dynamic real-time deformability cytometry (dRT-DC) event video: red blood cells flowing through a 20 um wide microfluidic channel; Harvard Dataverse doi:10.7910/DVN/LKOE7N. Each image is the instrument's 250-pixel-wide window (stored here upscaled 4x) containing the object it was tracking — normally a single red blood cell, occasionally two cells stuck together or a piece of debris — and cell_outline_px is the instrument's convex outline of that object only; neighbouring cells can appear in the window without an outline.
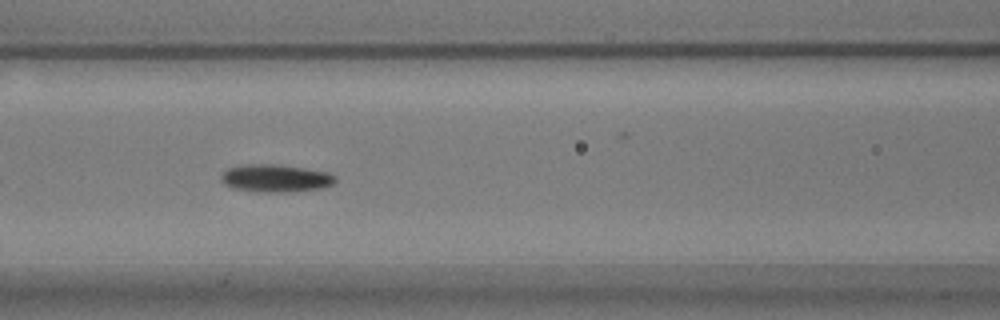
{"species": "common noctule bat (a hibernating species)", "species_latin": "Nyctalus noctula", "temperature_condition": "warm", "stored_images_in_passage": 45, "camera_frame_rate_fps": 3000, "um_per_image_px": 0.085, "animal": {"sex": "male", "body_mass_g": 17.9}, "frame": {"image": 1, "passage_image": 11, "time_ms": 3.333, "image_size_px": [1000, 320], "cell_outline_px": [[336, 180], [332, 184], [320, 188], [284, 192], [256, 192], [232, 188], [224, 184], [220, 180], [220, 176], [228, 168], [240, 164], [276, 164], [328, 172], [336, 176]], "centroid_in_image_um": [23.37, 15.15], "position_along_channel_um": 143.2, "area_um2": 18.44}}
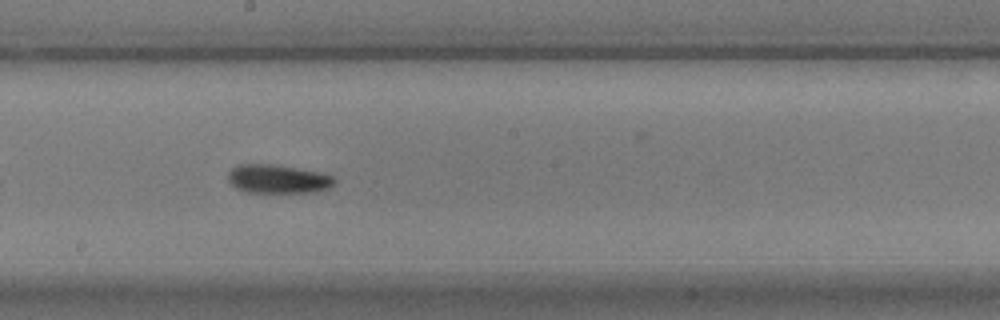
{"frame": {"image": 2, "passage_image": 18, "time_ms": 5.667, "image_size_px": [1000, 320], "cell_outline_px": [[336, 180], [328, 188], [316, 192], [248, 192], [236, 188], [228, 180], [228, 172], [232, 168], [240, 164], [272, 164], [320, 172], [336, 176]], "centroid_in_image_um": [23.64, 15.21], "position_along_channel_um": 224.6, "area_um2": 17.74}}
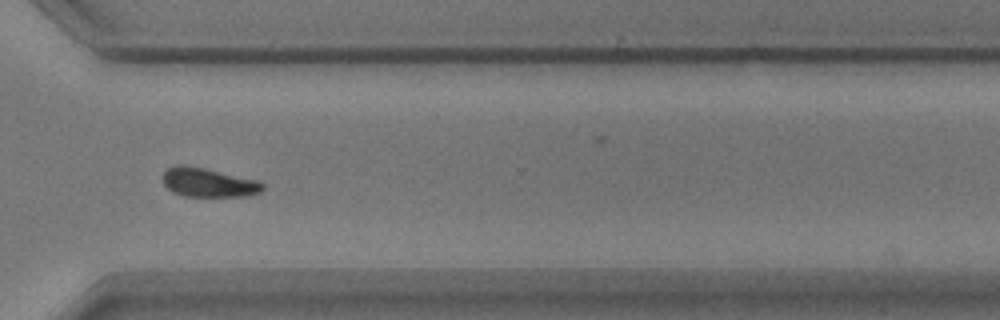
{"frame": {"image": 3, "passage_image": 29, "time_ms": 9.333, "image_size_px": [1000, 320], "cell_outline_px": [[264, 188], [260, 192], [244, 196], [184, 196], [172, 192], [164, 184], [164, 172], [168, 168], [180, 164], [184, 164], [204, 168], [260, 180], [264, 184]], "centroid_in_image_um": [17.74, 15.51], "position_along_channel_um": 352.9, "area_um2": 16.88}, "authors_computed_cell_mechanics": {"area_um2": 17.1666, "velocity_mm_per_s": 3.4994, "shape_relaxation_time_tau1_ms": 3.2626, "shape_relaxation_time_tau2_ms": null, "deformation_change_tau1": 0.1213, "deformation_change_tau2": null}}